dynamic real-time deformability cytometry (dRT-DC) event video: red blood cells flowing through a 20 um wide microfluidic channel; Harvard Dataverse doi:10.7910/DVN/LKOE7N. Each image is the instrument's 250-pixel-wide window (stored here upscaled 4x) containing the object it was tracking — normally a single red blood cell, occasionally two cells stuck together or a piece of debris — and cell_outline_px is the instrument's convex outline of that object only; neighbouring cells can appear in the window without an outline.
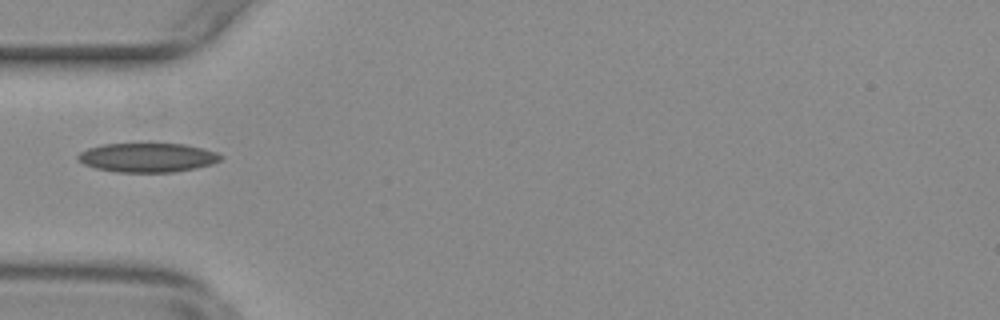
{"species": "common noctule bat (a hibernating species)", "species_latin": "Nyctalus noctula", "temperature_condition": "warm", "stored_images_in_passage": 23, "camera_frame_rate_fps": 3000, "um_per_image_px": 0.085, "animal": {"sex": "female", "body_mass_g": 29.2, "forearm_length_mm": 56.3}, "frame": {"image": 1, "passage_image": 1, "time_ms": 0.0, "image_size_px": [1000, 320], "cell_outline_px": [[224, 156], [220, 160], [212, 164], [196, 168], [172, 172], [116, 172], [96, 168], [84, 164], [76, 160], [76, 156], [80, 152], [88, 148], [104, 144], [148, 140], [184, 144], [204, 148], [216, 152]], "centroid_in_image_um": [12.53, 13.34], "position_along_channel_um": 72.5, "area_um2": 25.43}}
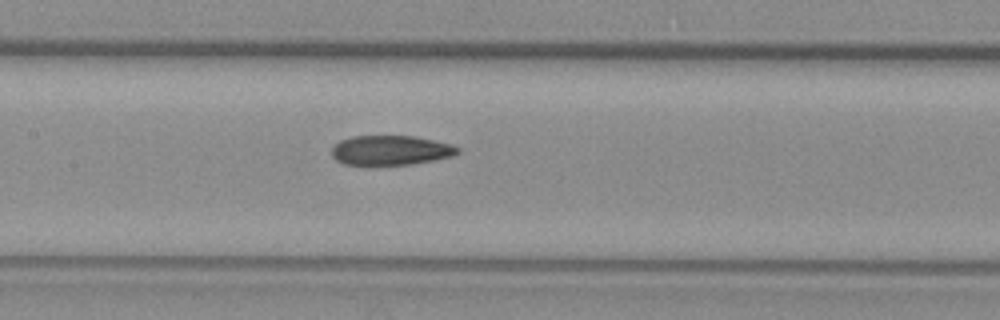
{"frame": {"image": 2, "passage_image": 9, "time_ms": 2.667, "image_size_px": [1000, 320], "cell_outline_px": [[460, 152], [452, 156], [412, 164], [344, 164], [336, 160], [332, 156], [332, 148], [340, 140], [352, 136], [416, 136], [452, 144], [460, 148]], "centroid_in_image_um": [33.23, 12.76], "position_along_channel_um": 174.2, "area_um2": 21.62}}
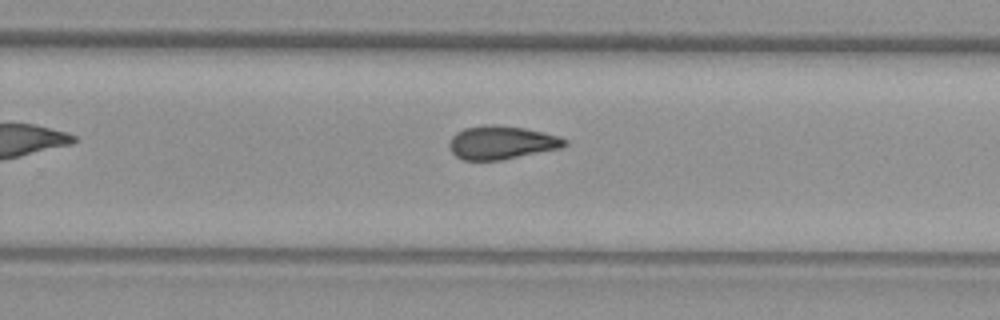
{"frame": {"image": 3, "passage_image": 18, "time_ms": 5.667, "image_size_px": [1000, 320], "cell_outline_px": [[568, 144], [560, 148], [500, 160], [464, 160], [456, 156], [448, 148], [448, 144], [452, 136], [456, 132], [464, 128], [484, 124], [492, 124], [524, 128], [544, 132], [560, 136], [568, 140]], "centroid_in_image_um": [42.62, 12.1], "position_along_channel_um": 287.2, "area_um2": 22.54}}